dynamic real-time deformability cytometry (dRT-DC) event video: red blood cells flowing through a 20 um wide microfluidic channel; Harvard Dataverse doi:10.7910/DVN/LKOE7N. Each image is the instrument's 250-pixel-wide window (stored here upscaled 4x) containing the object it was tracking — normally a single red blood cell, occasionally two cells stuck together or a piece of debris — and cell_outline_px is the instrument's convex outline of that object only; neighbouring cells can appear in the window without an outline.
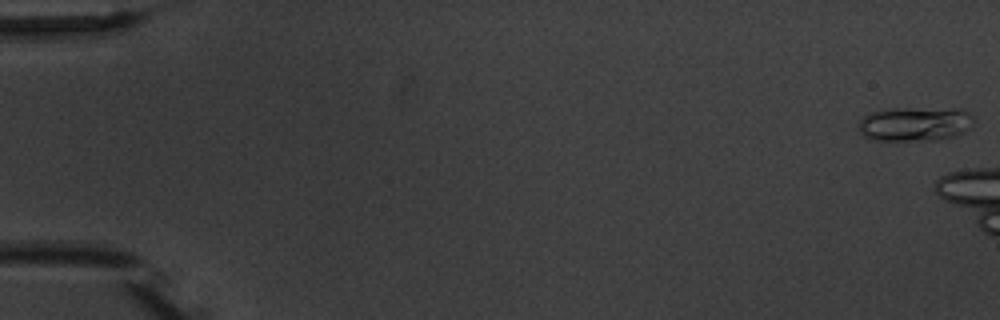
{"species": "common noctule bat (a hibernating species)", "species_latin": "Nyctalus noctula", "temperature_condition": "warm", "stored_images_in_passage": 3, "camera_frame_rate_fps": 3000, "um_per_image_px": 0.085, "animal": {"sex": "male", "body_mass_g": 20.1, "forearm_length_mm": 53.5}, "frame": {"image": 1, "passage_image": 1, "time_ms": 0.0, "image_size_px": [1000, 320], "cell_outline_px": [[972, 124], [964, 132], [952, 136], [936, 140], [876, 140], [864, 136], [860, 132], [860, 120], [864, 116], [872, 112], [888, 108], [964, 108], [972, 116]], "centroid_in_image_um": [77.79, 10.51], "position_along_channel_um": 7.2, "area_um2": 23.0}}